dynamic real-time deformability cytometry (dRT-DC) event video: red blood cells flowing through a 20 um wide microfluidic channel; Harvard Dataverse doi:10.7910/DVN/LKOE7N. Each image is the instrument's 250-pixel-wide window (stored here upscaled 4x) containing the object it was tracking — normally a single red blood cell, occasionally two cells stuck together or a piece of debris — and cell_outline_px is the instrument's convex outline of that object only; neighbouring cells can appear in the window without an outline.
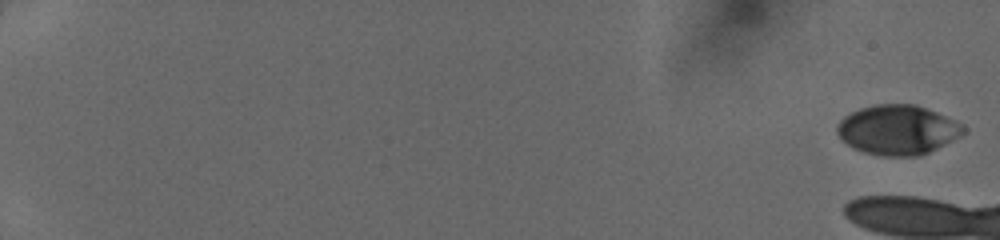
{"species": "human", "species_latin": "Homo sapiens", "temperature_condition": "cold", "stored_images_in_passage": 12, "camera_frame_rate_fps": 3000, "um_per_image_px": 0.085, "donor": {"sex": "female"}, "frame": {"image": 1, "passage_image": 1, "time_ms": 0.0, "image_size_px": [1000, 240], "cell_outline_px": [[964, 132], [960, 136], [920, 156], [880, 156], [864, 152], [852, 148], [836, 132], [836, 124], [844, 116], [860, 108], [876, 104], [916, 104], [956, 120], [964, 124]], "centroid_in_image_um": [76.29, 11.03], "position_along_channel_um": 8.7, "area_um2": 36.53}}